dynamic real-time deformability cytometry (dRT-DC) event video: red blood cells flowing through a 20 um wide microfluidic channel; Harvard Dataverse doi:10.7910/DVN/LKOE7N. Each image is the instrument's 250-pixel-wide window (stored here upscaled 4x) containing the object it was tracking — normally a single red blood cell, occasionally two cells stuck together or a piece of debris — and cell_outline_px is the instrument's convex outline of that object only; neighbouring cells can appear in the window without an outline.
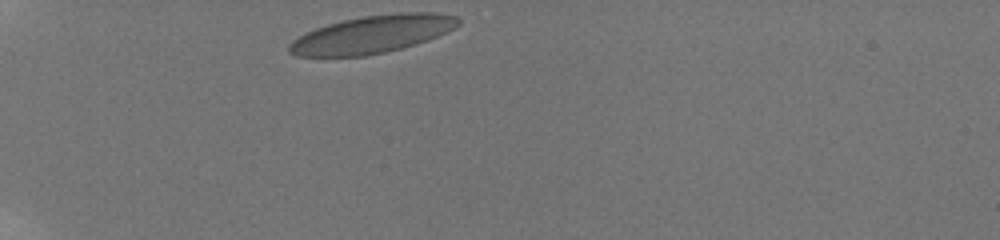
{"species": "human", "species_latin": "Homo sapiens", "temperature_condition": "room temperature", "stored_images_in_passage": 17, "camera_frame_rate_fps": 3000, "um_per_image_px": 0.085, "donor": {"sex": "male"}, "frame": {"image": 1, "passage_image": 1, "time_ms": 0.0, "image_size_px": [1000, 240], "cell_outline_px": [[460, 24], [428, 40], [416, 44], [368, 56], [296, 56], [288, 52], [288, 44], [292, 40], [316, 28], [328, 24], [344, 20], [364, 16], [400, 12], [436, 12], [456, 16], [460, 20]], "centroid_in_image_um": [31.63, 2.91], "position_along_channel_um": 53.4, "area_um2": 36.82}}
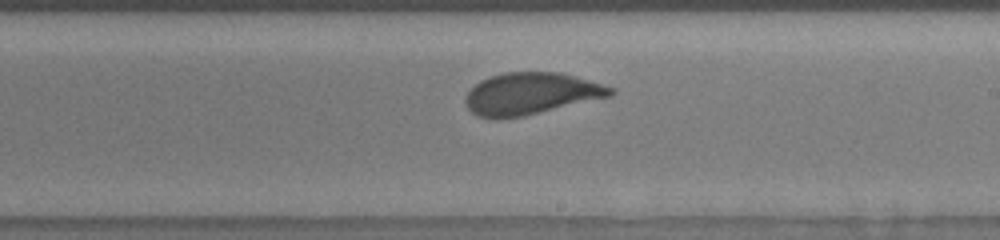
{"frame": {"image": 2, "passage_image": 15, "time_ms": 6.0, "image_size_px": [1000, 240], "cell_outline_px": [[616, 92], [612, 96], [524, 116], [500, 120], [496, 120], [476, 116], [468, 108], [464, 100], [464, 96], [480, 80], [488, 76], [504, 72], [560, 72], [616, 88]], "centroid_in_image_um": [45.11, 7.97], "position_along_channel_um": 243.9, "area_um2": 35.84}}
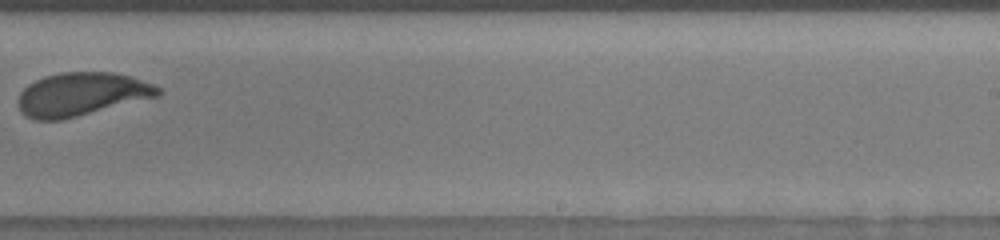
{"frame": {"image": 3, "passage_image": 17, "time_ms": 7.0, "image_size_px": [1000, 240], "cell_outline_px": [[164, 92], [160, 96], [60, 120], [36, 120], [24, 116], [20, 112], [16, 100], [20, 92], [28, 84], [44, 76], [60, 72], [116, 72], [132, 76], [152, 84], [160, 88]], "centroid_in_image_um": [6.91, 8.0], "position_along_channel_um": 282.1, "area_um2": 35.66}}